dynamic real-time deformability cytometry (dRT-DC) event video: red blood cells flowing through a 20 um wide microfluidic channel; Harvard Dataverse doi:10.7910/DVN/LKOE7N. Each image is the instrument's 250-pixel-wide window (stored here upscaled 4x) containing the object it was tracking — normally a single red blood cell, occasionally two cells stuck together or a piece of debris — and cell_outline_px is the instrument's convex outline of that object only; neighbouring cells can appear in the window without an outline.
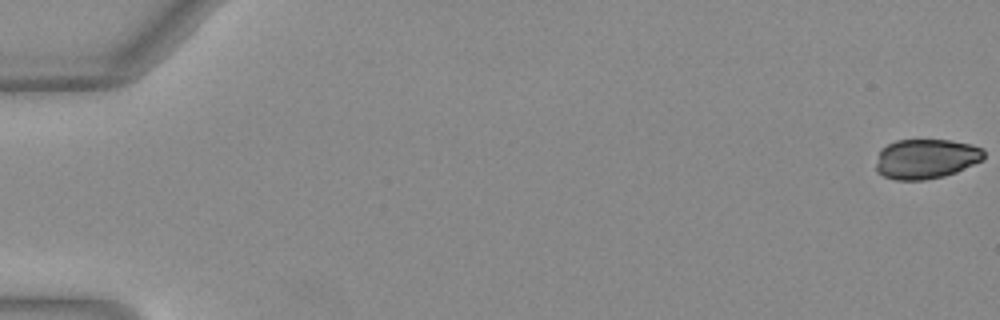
{"species": "Egyptian fruit bat (a non-hibernating species)", "species_latin": "Rousettus aegyptiacus", "temperature_condition": "warm", "stored_images_in_passage": 52, "camera_frame_rate_fps": 3000, "um_per_image_px": 0.085, "animal": {"sex": "female"}, "frame": {"image": 1, "passage_image": 1, "time_ms": 0.0, "image_size_px": [1000, 320], "cell_outline_px": [[984, 160], [956, 172], [944, 176], [924, 180], [896, 180], [884, 176], [876, 172], [876, 164], [880, 148], [896, 140], [948, 140], [968, 144], [984, 148]], "centroid_in_image_um": [78.7, 13.5], "position_along_channel_um": 6.3, "area_um2": 25.14}}
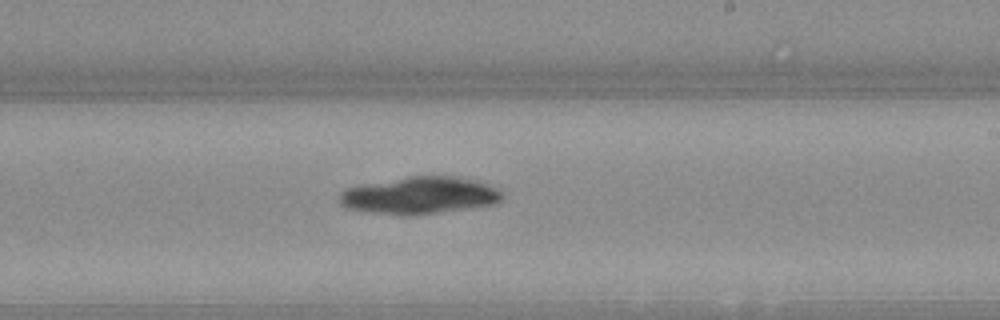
{"frame": {"image": 2, "passage_image": 32, "time_ms": 10.333, "image_size_px": [1000, 320], "cell_outline_px": [[504, 196], [496, 204], [408, 216], [372, 212], [348, 208], [340, 204], [340, 192], [348, 188], [364, 184], [408, 176], [456, 176], [476, 180], [488, 184], [496, 188]], "centroid_in_image_um": [35.69, 16.6], "position_along_channel_um": 253.3, "area_um2": 34.97}}
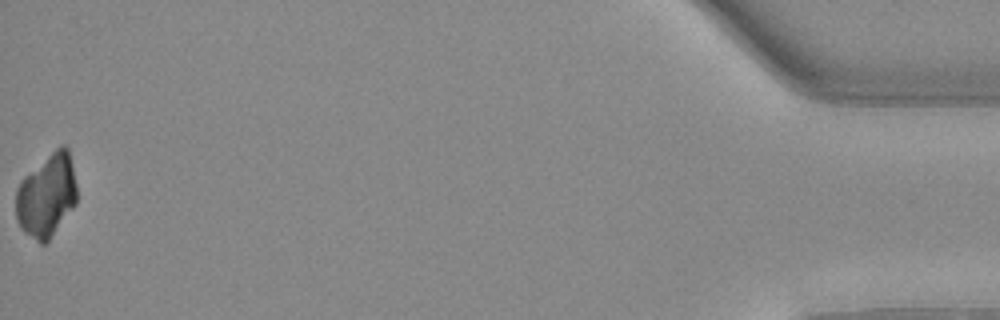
{"frame": {"image": 3, "passage_image": 52, "time_ms": 17.0, "image_size_px": [1000, 320], "cell_outline_px": [[76, 204], [48, 240], [44, 244], [40, 244], [24, 232], [20, 228], [16, 220], [16, 188], [20, 180], [24, 176], [60, 144], [64, 144], [68, 148], [72, 164], [76, 184]], "centroid_in_image_um": [3.95, 16.61], "position_along_channel_um": 431.3, "area_um2": 29.59}}